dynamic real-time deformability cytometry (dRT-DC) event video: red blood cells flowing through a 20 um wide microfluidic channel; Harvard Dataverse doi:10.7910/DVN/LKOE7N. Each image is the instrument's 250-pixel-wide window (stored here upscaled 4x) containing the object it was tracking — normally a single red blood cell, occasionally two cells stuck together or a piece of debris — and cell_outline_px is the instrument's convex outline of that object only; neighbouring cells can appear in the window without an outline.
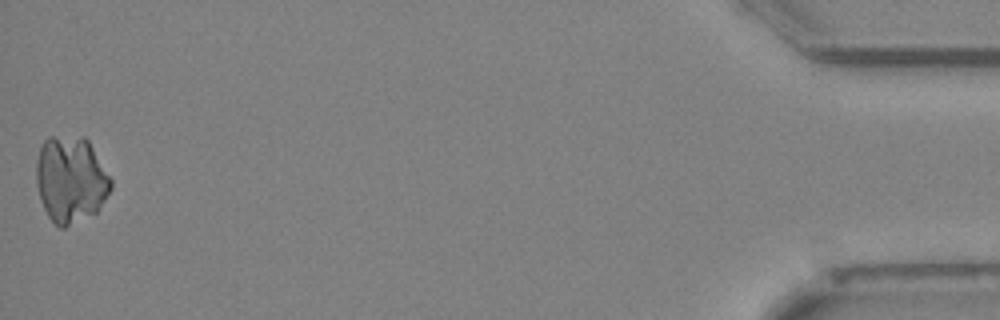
{"species": "Egyptian fruit bat (a non-hibernating species)", "species_latin": "Rousettus aegyptiacus", "temperature_condition": "cold", "stored_images_in_passage": 37, "camera_frame_rate_fps": 3000, "um_per_image_px": 0.085, "animal": {"sex": "female"}, "frame": {"image": 1, "passage_image": 37, "time_ms": 12.0, "image_size_px": [1000, 320], "cell_outline_px": [[112, 188], [96, 212], [64, 228], [60, 228], [48, 216], [40, 200], [36, 184], [36, 164], [40, 148], [44, 140], [48, 136], [84, 136], [88, 140], [112, 180]], "centroid_in_image_um": [6.0, 15.24], "position_along_channel_um": 429.2, "area_um2": 37.63}}